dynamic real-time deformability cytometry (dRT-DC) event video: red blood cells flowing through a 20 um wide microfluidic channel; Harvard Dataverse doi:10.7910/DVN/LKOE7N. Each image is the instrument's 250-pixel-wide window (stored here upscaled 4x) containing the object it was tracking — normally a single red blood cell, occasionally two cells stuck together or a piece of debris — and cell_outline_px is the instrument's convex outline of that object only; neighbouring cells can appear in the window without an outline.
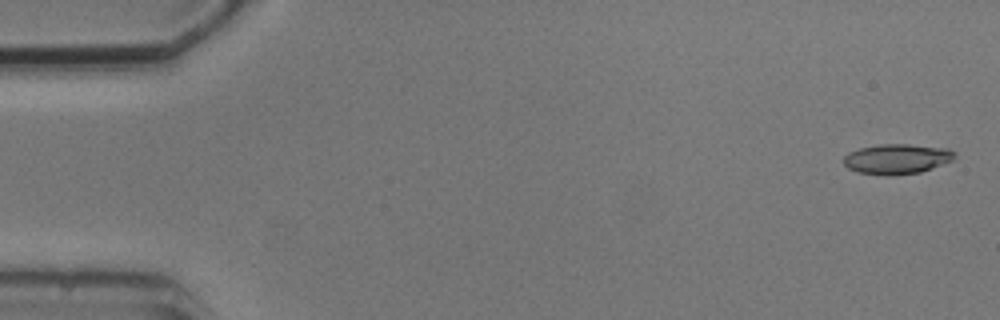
{"species": "common noctule bat (a hibernating species)", "species_latin": "Nyctalus noctula", "temperature_condition": "cold", "stored_images_in_passage": 5, "camera_frame_rate_fps": 3000, "um_per_image_px": 0.085, "animal": {"sex": "male", "body_mass_g": 20.5, "forearm_length_mm": 52.5}, "frame": {"image": 1, "passage_image": 1, "time_ms": 0.0, "image_size_px": [1000, 320], "cell_outline_px": [[956, 156], [952, 160], [920, 172], [892, 176], [888, 176], [856, 172], [848, 168], [844, 164], [844, 156], [848, 152], [860, 148], [880, 144], [908, 144], [948, 148], [956, 152]], "centroid_in_image_um": [76.22, 13.51], "position_along_channel_um": 8.8, "area_um2": 19.54}}
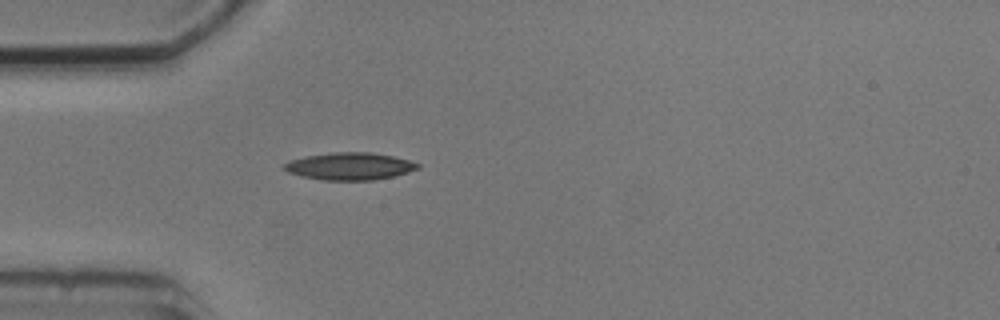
{"frame": {"image": 2, "passage_image": 5, "time_ms": 4.667, "image_size_px": [1000, 320], "cell_outline_px": [[420, 168], [408, 172], [392, 176], [372, 180], [320, 180], [300, 176], [288, 172], [284, 168], [284, 164], [288, 160], [304, 156], [332, 152], [372, 152], [392, 156], [408, 160], [420, 164]], "centroid_in_image_um": [29.69, 14.12], "position_along_channel_um": 55.3, "area_um2": 21.33}}